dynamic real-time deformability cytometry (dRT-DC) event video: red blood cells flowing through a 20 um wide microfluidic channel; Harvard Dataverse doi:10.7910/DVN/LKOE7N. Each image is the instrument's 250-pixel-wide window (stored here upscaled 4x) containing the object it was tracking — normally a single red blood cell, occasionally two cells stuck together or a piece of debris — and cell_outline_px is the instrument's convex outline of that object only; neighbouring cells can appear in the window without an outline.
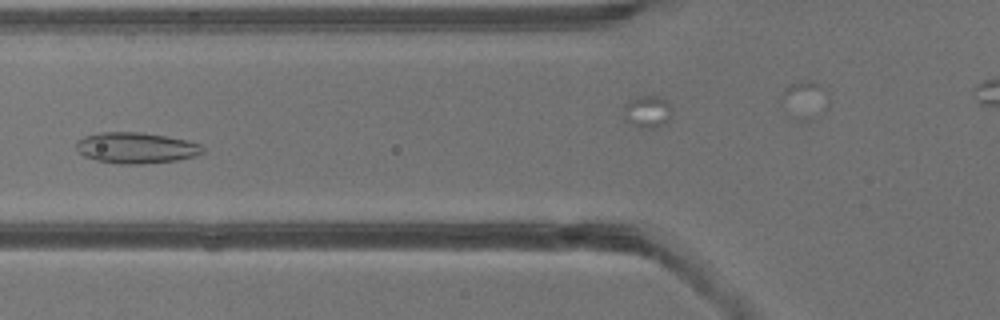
{"species": "common noctule bat (a hibernating species)", "species_latin": "Nyctalus noctula", "temperature_condition": "warm", "stored_images_in_passage": 40, "camera_frame_rate_fps": 3000, "um_per_image_px": 0.085, "animal": {"sex": "male", "body_mass_g": 13.3}, "frame": {"image": 1, "passage_image": 15, "time_ms": 4.667, "image_size_px": [1000, 320], "cell_outline_px": [[204, 152], [196, 156], [176, 160], [140, 164], [120, 164], [96, 160], [84, 156], [76, 148], [76, 140], [84, 136], [100, 132], [140, 132], [188, 140], [204, 144]], "centroid_in_image_um": [11.59, 12.56], "position_along_channel_um": 114.2, "area_um2": 22.95}}
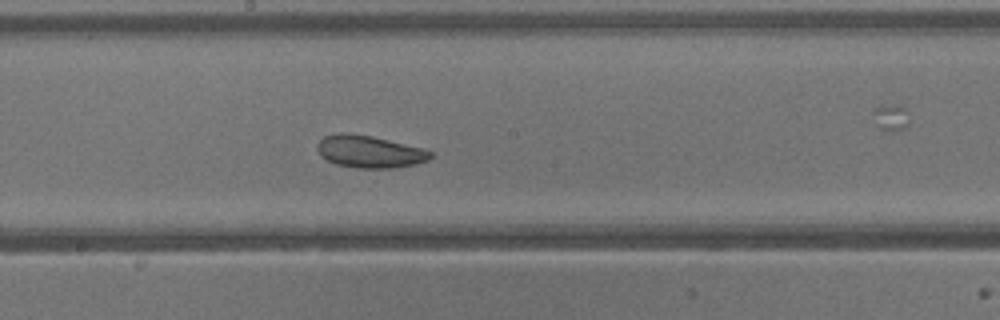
{"frame": {"image": 2, "passage_image": 21, "time_ms": 6.667, "image_size_px": [1000, 320], "cell_outline_px": [[432, 156], [428, 160], [416, 164], [396, 168], [356, 168], [336, 164], [320, 156], [316, 148], [316, 144], [324, 136], [344, 132], [372, 136], [420, 148], [432, 152]], "centroid_in_image_um": [31.37, 12.9], "position_along_channel_um": 216.8, "area_um2": 21.21}}
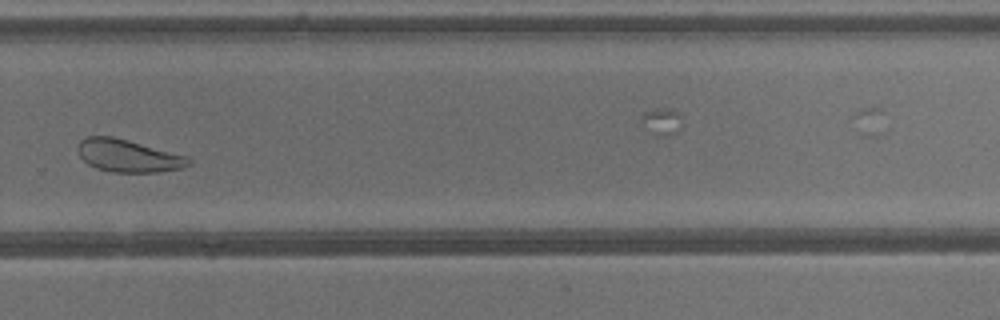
{"frame": {"image": 3, "passage_image": 27, "time_ms": 8.667, "image_size_px": [1000, 320], "cell_outline_px": [[192, 164], [184, 168], [160, 172], [112, 172], [96, 168], [88, 164], [80, 156], [76, 148], [76, 144], [80, 140], [88, 136], [112, 136], [128, 140], [188, 156], [192, 160]], "centroid_in_image_um": [10.91, 13.24], "position_along_channel_um": 318.9, "area_um2": 21.27}}